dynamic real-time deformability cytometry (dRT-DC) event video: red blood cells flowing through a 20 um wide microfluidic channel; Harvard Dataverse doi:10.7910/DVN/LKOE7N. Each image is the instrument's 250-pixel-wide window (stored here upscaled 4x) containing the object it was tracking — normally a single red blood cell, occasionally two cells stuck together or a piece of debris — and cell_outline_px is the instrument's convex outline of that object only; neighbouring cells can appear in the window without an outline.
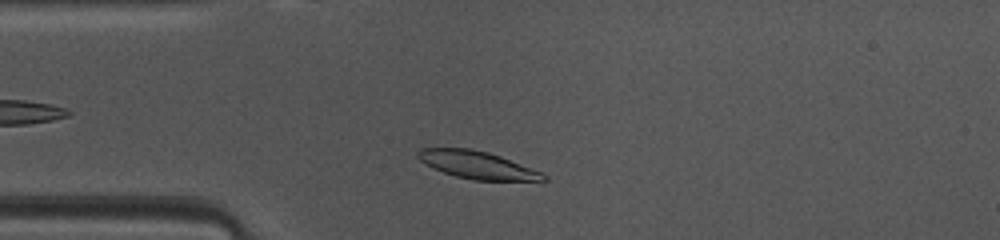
{"species": "common noctule bat (a hibernating species)", "species_latin": "Nyctalus noctula", "temperature_condition": "warm", "stored_images_in_passage": 44, "camera_frame_rate_fps": 3000, "um_per_image_px": 0.085, "animal": {"sex": "female", "body_mass_g": 10.0, "forearm_length_mm": 53.1}, "frame": {"image": 1, "passage_image": 10, "time_ms": 3.0, "image_size_px": [1000, 240], "cell_outline_px": [[548, 180], [472, 180], [456, 176], [432, 168], [420, 160], [416, 156], [416, 152], [420, 148], [468, 148], [488, 152], [500, 156], [540, 172], [548, 176]], "centroid_in_image_um": [40.51, 14.01], "position_along_channel_um": 44.5, "area_um2": 19.88}}
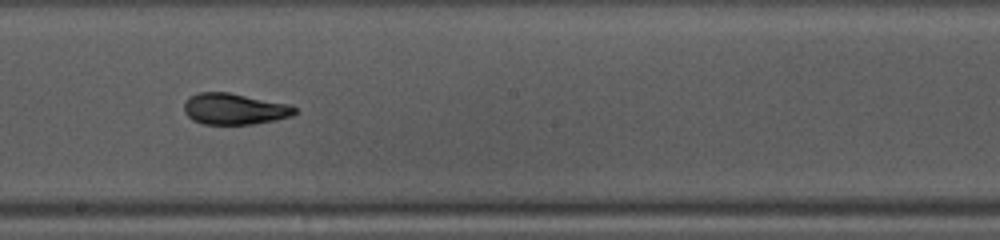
{"frame": {"image": 2, "passage_image": 24, "time_ms": 7.667, "image_size_px": [1000, 240], "cell_outline_px": [[296, 112], [292, 116], [276, 120], [252, 124], [204, 124], [192, 120], [184, 112], [184, 100], [200, 92], [228, 92], [292, 104], [296, 108]], "centroid_in_image_um": [19.95, 9.26], "position_along_channel_um": 228.3, "area_um2": 20.29}}
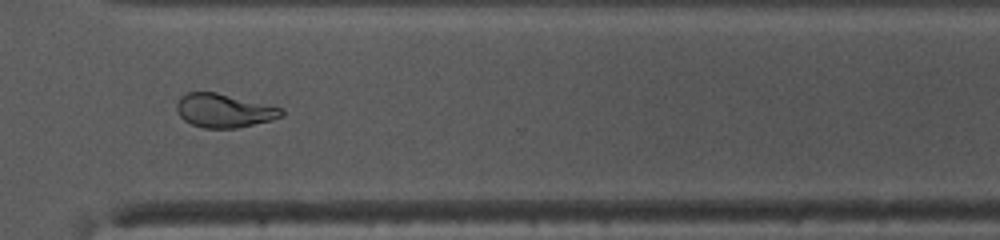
{"frame": {"image": 3, "passage_image": 33, "time_ms": 10.667, "image_size_px": [1000, 240], "cell_outline_px": [[284, 116], [272, 120], [236, 128], [204, 128], [192, 124], [184, 120], [176, 112], [176, 104], [180, 96], [188, 92], [216, 92], [284, 108]], "centroid_in_image_um": [19.04, 9.4], "position_along_channel_um": 351.6, "area_um2": 20.69}, "authors_computed_cell_mechanics": {"area_um2": 20.519, "velocity_mm_per_s": 4.1208, "shape_relaxation_time_tau1_ms": 3.1933, "shape_relaxation_time_tau2_ms": 1.3698, "deformation_change_tau1": 0.1603, "deformation_change_tau2": 0.072}}